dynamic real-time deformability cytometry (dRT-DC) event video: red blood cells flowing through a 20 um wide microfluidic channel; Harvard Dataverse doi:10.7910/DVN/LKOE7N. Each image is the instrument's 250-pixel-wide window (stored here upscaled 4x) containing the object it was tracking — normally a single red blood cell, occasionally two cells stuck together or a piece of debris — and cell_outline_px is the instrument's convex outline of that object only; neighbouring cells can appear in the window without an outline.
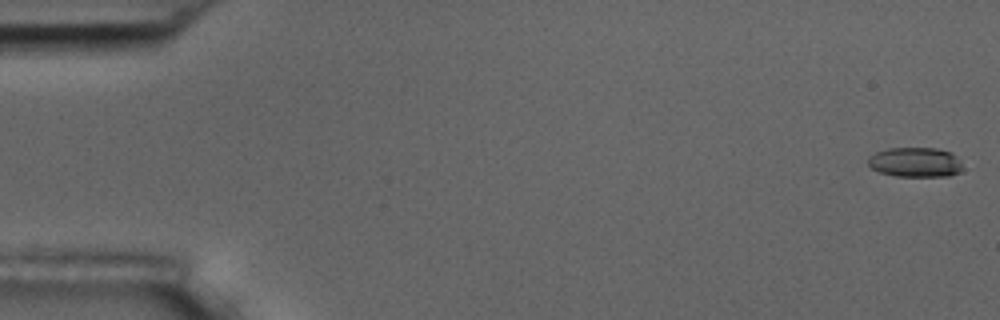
{"species": "common noctule bat (a hibernating species)", "species_latin": "Nyctalus noctula", "temperature_condition": "room temperature", "stored_images_in_passage": 6, "camera_frame_rate_fps": 3000, "um_per_image_px": 0.085, "animal": {"sex": "male", "body_mass_g": 17.5, "forearm_length_mm": 52.3}, "frame": {"image": 1, "passage_image": 1, "time_ms": 0.0, "image_size_px": [1000, 320], "cell_outline_px": [[960, 172], [948, 176], [896, 176], [880, 172], [872, 168], [868, 164], [868, 156], [876, 152], [888, 148], [936, 148], [952, 152], [960, 160]], "centroid_in_image_um": [77.79, 13.78], "position_along_channel_um": 7.2, "area_um2": 16.36}}
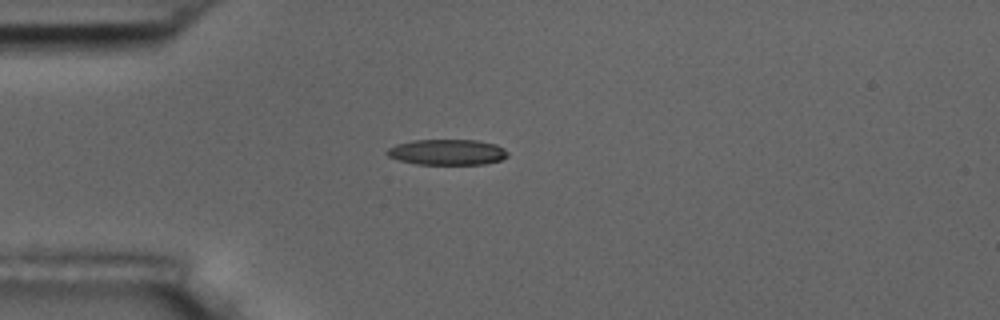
{"frame": {"image": 2, "passage_image": 5, "time_ms": 4.667, "image_size_px": [1000, 320], "cell_outline_px": [[508, 156], [500, 160], [484, 164], [416, 164], [400, 160], [388, 156], [384, 152], [388, 148], [396, 144], [412, 140], [476, 140], [496, 144], [504, 148], [508, 152]], "centroid_in_image_um": [38.01, 12.93], "position_along_channel_um": 47.0, "area_um2": 18.09}}